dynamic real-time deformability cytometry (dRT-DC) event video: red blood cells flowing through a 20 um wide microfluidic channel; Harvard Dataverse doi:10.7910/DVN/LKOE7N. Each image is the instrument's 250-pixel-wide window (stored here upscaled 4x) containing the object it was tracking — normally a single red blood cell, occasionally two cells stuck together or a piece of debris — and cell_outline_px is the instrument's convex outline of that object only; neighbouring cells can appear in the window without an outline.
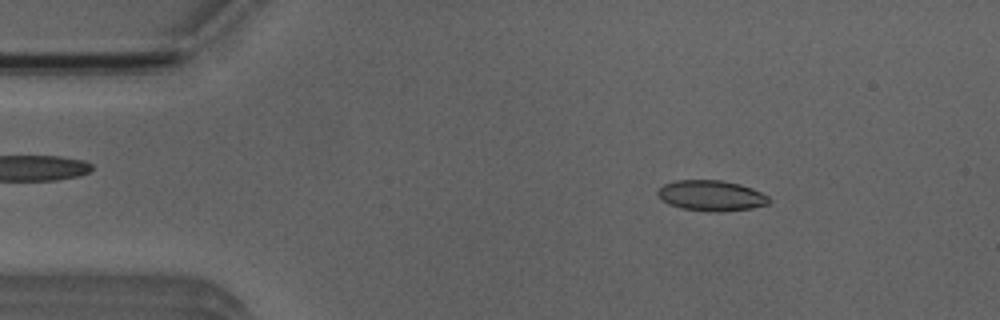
{"species": "Egyptian fruit bat (a non-hibernating species)", "species_latin": "Rousettus aegyptiacus", "temperature_condition": "room temperature", "stored_images_in_passage": 3, "camera_frame_rate_fps": 3000, "um_per_image_px": 0.085, "animal": {"sex": "male"}, "frame": {"image": 1, "passage_image": 2, "time_ms": 1.0, "image_size_px": [1000, 320], "cell_outline_px": [[772, 200], [768, 204], [752, 208], [720, 212], [708, 212], [680, 208], [668, 204], [660, 200], [656, 192], [664, 184], [676, 180], [720, 180], [740, 184], [752, 188], [768, 196]], "centroid_in_image_um": [60.44, 16.64], "position_along_channel_um": 24.6, "area_um2": 20.06}}
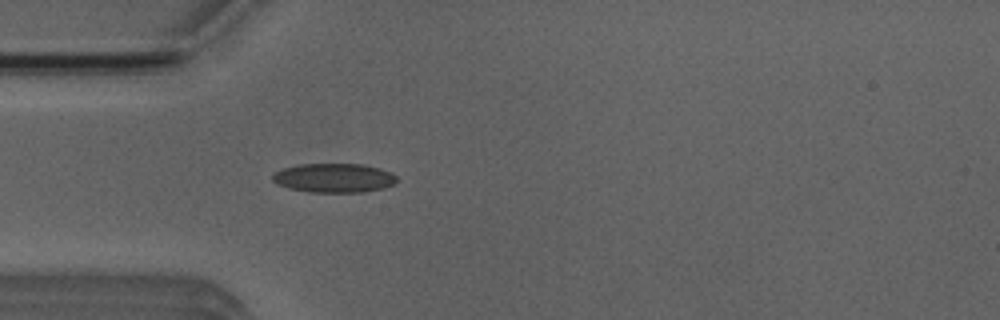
{"frame": {"image": 2, "passage_image": 3, "time_ms": 3.333, "image_size_px": [1000, 320], "cell_outline_px": [[396, 184], [384, 188], [364, 192], [308, 192], [288, 188], [276, 184], [272, 180], [272, 176], [276, 172], [284, 168], [300, 164], [364, 164], [380, 168], [392, 172], [396, 176]], "centroid_in_image_um": [28.42, 15.13], "position_along_channel_um": 56.6, "area_um2": 21.27}}